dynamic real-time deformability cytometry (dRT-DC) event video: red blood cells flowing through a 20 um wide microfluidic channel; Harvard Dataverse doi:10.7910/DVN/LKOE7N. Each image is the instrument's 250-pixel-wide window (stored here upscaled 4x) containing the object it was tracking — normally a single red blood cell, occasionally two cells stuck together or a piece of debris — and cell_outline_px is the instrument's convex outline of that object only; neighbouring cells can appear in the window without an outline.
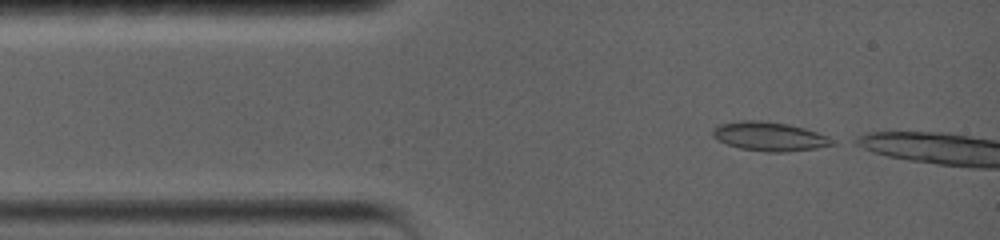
{"species": "common noctule bat (a hibernating species)", "species_latin": "Nyctalus noctula", "temperature_condition": "warm", "stored_images_in_passage": 15, "camera_frame_rate_fps": 5000, "um_per_image_px": 0.085, "animal": {"sex": "female", "body_mass_g": 19.0, "forearm_length_mm": 56.7}, "frame": {"image": 1, "passage_image": 1, "time_ms": 0.0, "image_size_px": [1000, 240], "cell_outline_px": [[836, 144], [816, 148], [784, 152], [768, 152], [740, 148], [728, 144], [712, 136], [712, 128], [720, 124], [740, 120], [760, 120], [788, 124], [804, 128], [828, 136], [836, 140]], "centroid_in_image_um": [65.42, 11.59], "position_along_channel_um": 19.6, "area_um2": 20.17}}
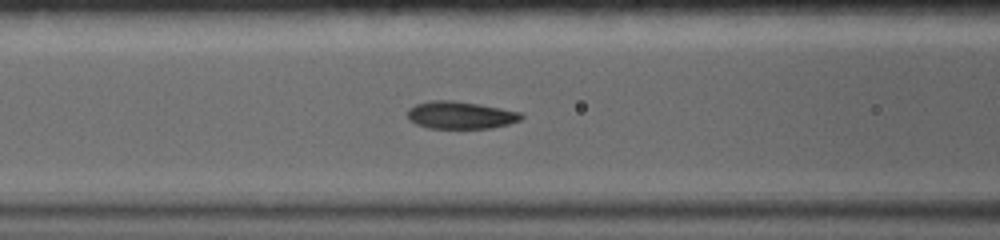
{"frame": {"image": 2, "passage_image": 11, "time_ms": 4.0, "image_size_px": [1000, 240], "cell_outline_px": [[524, 116], [520, 120], [508, 124], [492, 128], [428, 128], [416, 124], [408, 120], [408, 108], [416, 104], [432, 100], [452, 100], [480, 104], [520, 112]], "centroid_in_image_um": [39.12, 9.78], "position_along_channel_um": 127.5, "area_um2": 18.21}}
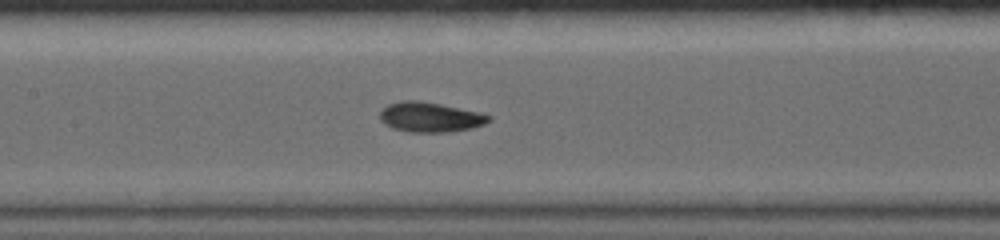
{"frame": {"image": 3, "passage_image": 14, "time_ms": 5.2, "image_size_px": [1000, 240], "cell_outline_px": [[492, 120], [484, 124], [472, 128], [448, 132], [408, 132], [392, 128], [384, 124], [380, 120], [380, 112], [388, 104], [404, 100], [420, 100], [480, 112], [492, 116]], "centroid_in_image_um": [36.57, 9.96], "position_along_channel_um": 170.8, "area_um2": 19.07}}